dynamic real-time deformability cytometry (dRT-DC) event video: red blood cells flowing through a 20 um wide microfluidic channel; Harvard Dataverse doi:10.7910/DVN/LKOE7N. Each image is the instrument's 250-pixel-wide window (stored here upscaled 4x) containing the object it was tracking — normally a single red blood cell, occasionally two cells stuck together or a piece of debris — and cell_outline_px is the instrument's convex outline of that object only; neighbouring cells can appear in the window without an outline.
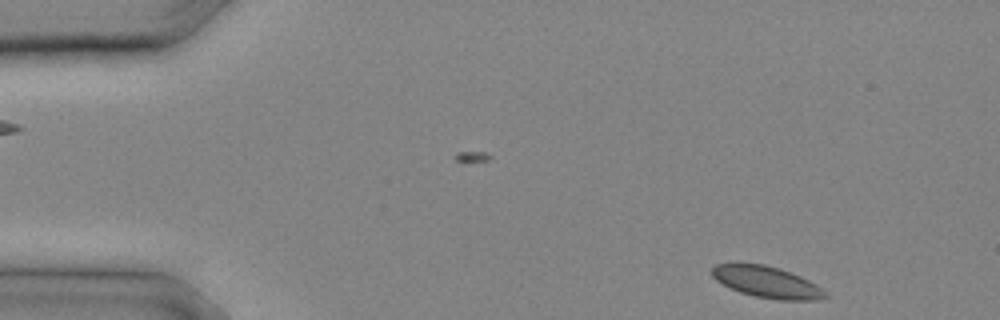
{"species": "common noctule bat (a hibernating species)", "species_latin": "Nyctalus noctula", "temperature_condition": "cold", "stored_images_in_passage": 7, "camera_frame_rate_fps": 3000, "um_per_image_px": 0.085, "animal": {"sex": "male", "body_mass_g": 20.4}, "frame": {"image": 1, "passage_image": 7, "time_ms": 2.0, "image_size_px": [1000, 320], "cell_outline_px": [[828, 296], [820, 300], [780, 300], [756, 296], [740, 292], [728, 288], [716, 280], [712, 276], [712, 268], [716, 264], [764, 264], [780, 268], [800, 276], [816, 284], [828, 292]], "centroid_in_image_um": [65.22, 23.99], "position_along_channel_um": 19.8, "area_um2": 20.75}}